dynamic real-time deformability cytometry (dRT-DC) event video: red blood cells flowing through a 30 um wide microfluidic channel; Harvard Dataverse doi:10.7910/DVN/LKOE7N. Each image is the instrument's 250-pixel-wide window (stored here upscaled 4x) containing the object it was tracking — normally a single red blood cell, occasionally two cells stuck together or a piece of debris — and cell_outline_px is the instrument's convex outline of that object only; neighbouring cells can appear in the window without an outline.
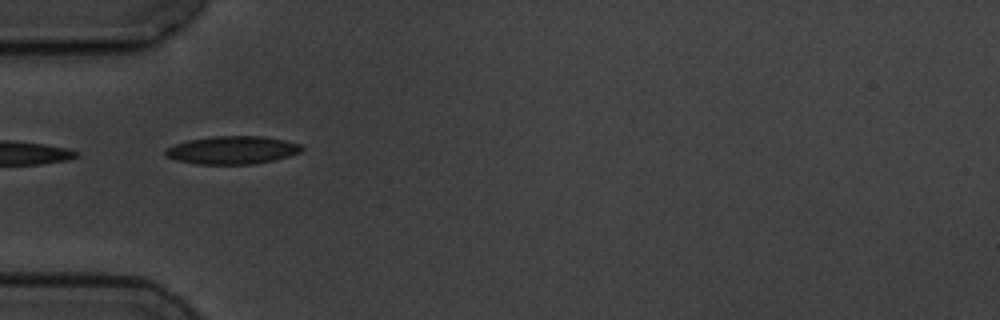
{"species": "common noctule bat (a hibernating species)", "species_latin": "Nyctalus noctula", "temperature_condition": "cold", "stored_images_in_passage": 5, "camera_frame_rate_fps": 3000, "um_per_image_px": 0.085, "animal": {"sex": "male", "body_mass_g": 19.5, "forearm_length_mm": 54.6}, "frame": {"image": 1, "passage_image": 4, "time_ms": 3.667, "image_size_px": [1000, 320], "cell_outline_px": [[304, 148], [300, 152], [288, 156], [272, 160], [252, 164], [196, 164], [176, 160], [164, 156], [164, 152], [168, 148], [176, 144], [188, 140], [212, 136], [264, 136], [284, 140], [300, 144]], "centroid_in_image_um": [19.73, 12.75], "position_along_channel_um": 65.3, "area_um2": 22.14}}